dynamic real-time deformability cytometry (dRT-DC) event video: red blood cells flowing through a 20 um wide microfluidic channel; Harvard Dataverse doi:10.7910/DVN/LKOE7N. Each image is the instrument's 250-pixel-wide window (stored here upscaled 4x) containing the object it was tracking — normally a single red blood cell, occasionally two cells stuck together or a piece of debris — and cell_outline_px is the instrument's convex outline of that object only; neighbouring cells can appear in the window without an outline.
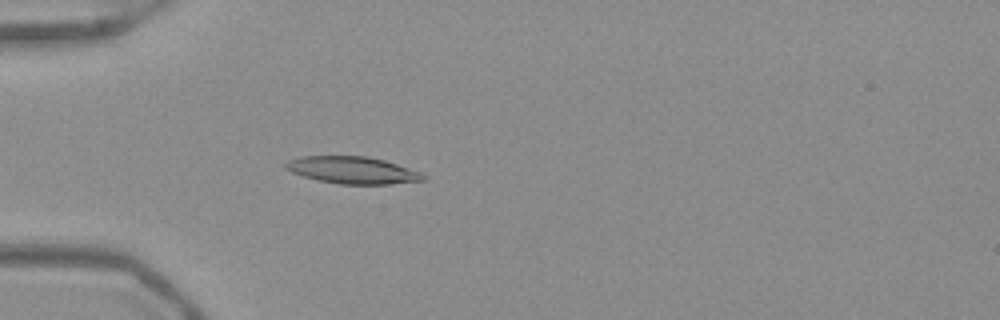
{"species": "Egyptian fruit bat (a non-hibernating species)", "species_latin": "Rousettus aegyptiacus", "temperature_condition": "warm", "stored_images_in_passage": 53, "camera_frame_rate_fps": 3000, "um_per_image_px": 0.085, "frame": {"image": 1, "passage_image": 17, "time_ms": 5.333, "image_size_px": [1000, 320], "cell_outline_px": [[424, 180], [388, 184], [340, 184], [316, 180], [292, 172], [284, 168], [284, 164], [288, 160], [300, 156], [364, 156], [384, 160], [420, 172], [424, 176]], "centroid_in_image_um": [29.9, 14.46], "position_along_channel_um": 55.1, "area_um2": 21.5}}
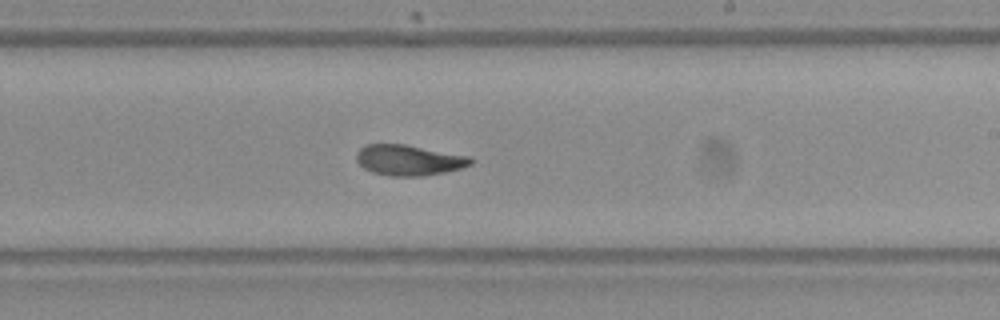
{"frame": {"image": 2, "passage_image": 33, "time_ms": 10.667, "image_size_px": [1000, 320], "cell_outline_px": [[476, 160], [472, 164], [460, 168], [444, 172], [420, 176], [392, 176], [372, 172], [364, 168], [356, 160], [356, 152], [364, 144], [404, 144], [472, 156]], "centroid_in_image_um": [34.77, 13.6], "position_along_channel_um": 254.2, "area_um2": 20.52}}
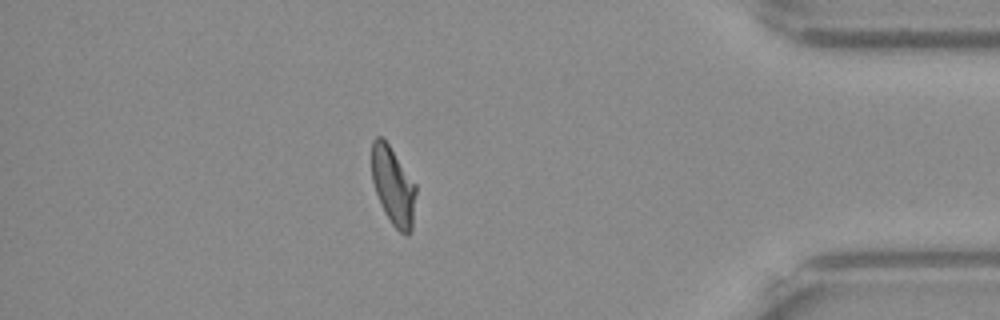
{"frame": {"image": 3, "passage_image": 47, "time_ms": 15.333, "image_size_px": [1000, 320], "cell_outline_px": [[416, 192], [412, 232], [408, 236], [404, 236], [392, 224], [384, 212], [380, 204], [372, 180], [372, 140], [376, 136], [384, 136], [416, 184]], "centroid_in_image_um": [33.43, 15.81], "position_along_channel_um": 401.8, "area_um2": 20.52}, "authors_computed_cell_mechanics": {"area_um2": 20.8658, "velocity_mm_per_s": 3.9234, "shape_relaxation_time_tau1_ms": 10.3262, "shape_relaxation_time_tau2_ms": 1.9567, "deformation_change_tau1": 0.2446, "deformation_change_tau2": 0.0857}}